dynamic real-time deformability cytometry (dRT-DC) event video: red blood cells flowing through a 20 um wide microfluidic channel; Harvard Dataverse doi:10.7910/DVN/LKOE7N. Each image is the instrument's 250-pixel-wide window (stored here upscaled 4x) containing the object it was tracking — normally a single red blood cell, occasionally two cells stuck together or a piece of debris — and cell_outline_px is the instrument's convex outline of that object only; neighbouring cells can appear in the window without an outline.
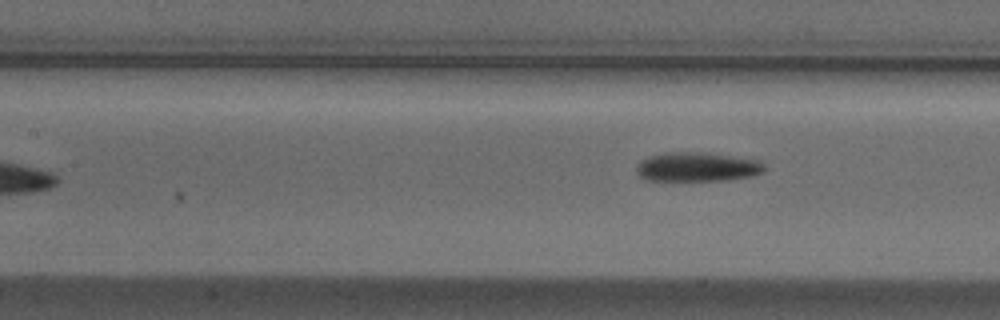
{"species": "Egyptian fruit bat (a non-hibernating species)", "species_latin": "Rousettus aegyptiacus", "temperature_condition": "cold", "stored_images_in_passage": 8, "camera_frame_rate_fps": 3000, "um_per_image_px": 0.085, "animal": {"sex": "male"}, "frame": {"image": 1, "passage_image": 8, "time_ms": 2.333, "image_size_px": [1000, 320], "cell_outline_px": [[764, 172], [752, 176], [728, 180], [648, 180], [640, 176], [636, 172], [636, 164], [640, 160], [648, 156], [664, 152], [700, 152], [760, 160], [764, 164]], "centroid_in_image_um": [59.24, 14.18], "position_along_channel_um": 148.2, "area_um2": 21.85}}